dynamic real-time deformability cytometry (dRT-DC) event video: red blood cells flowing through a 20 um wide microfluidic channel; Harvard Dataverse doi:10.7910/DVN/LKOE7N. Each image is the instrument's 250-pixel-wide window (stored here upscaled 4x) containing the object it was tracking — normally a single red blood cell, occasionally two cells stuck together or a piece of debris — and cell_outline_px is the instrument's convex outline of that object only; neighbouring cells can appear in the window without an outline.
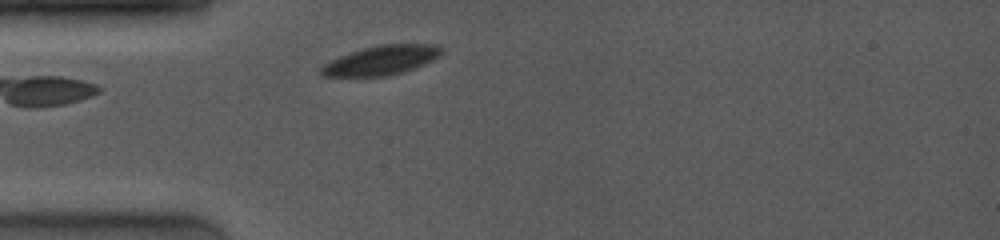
{"species": "common noctule bat (a hibernating species)", "species_latin": "Nyctalus noctula", "temperature_condition": "room temperature", "stored_images_in_passage": 1, "camera_frame_rate_fps": 4000, "um_per_image_px": 0.085, "animal": {"sex": "female", "body_mass_g": 19.0, "forearm_length_mm": 53.3}, "frame": {"image": 1, "passage_image": 1, "time_ms": 0.0, "image_size_px": [1000, 240], "cell_outline_px": [[444, 52], [440, 56], [424, 64], [404, 72], [392, 76], [320, 76], [320, 68], [324, 64], [340, 56], [364, 48], [380, 44], [436, 44], [444, 48]], "centroid_in_image_um": [32.46, 5.12], "position_along_channel_um": 52.5, "area_um2": 20.63}}